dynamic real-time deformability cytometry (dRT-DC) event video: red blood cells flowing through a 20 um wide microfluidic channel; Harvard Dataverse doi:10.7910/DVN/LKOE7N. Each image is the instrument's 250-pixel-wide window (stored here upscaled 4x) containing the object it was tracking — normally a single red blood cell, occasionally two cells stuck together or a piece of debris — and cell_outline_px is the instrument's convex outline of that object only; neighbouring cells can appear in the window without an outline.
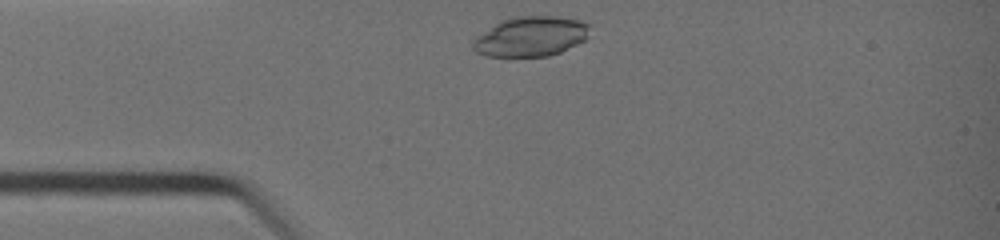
{"species": "common noctule bat (a hibernating species)", "species_latin": "Nyctalus noctula", "temperature_condition": "warm", "stored_images_in_passage": 25, "camera_frame_rate_fps": 3000, "um_per_image_px": 0.085, "animal": {"sex": "female", "body_mass_g": 19.0, "forearm_length_mm": 51.5}, "frame": {"image": 1, "passage_image": 1, "time_ms": 0.0, "image_size_px": [1000, 240], "cell_outline_px": [[588, 36], [584, 40], [560, 52], [548, 56], [484, 56], [476, 52], [472, 48], [472, 40], [476, 36], [500, 20], [516, 16], [556, 16], [580, 20], [588, 24]], "centroid_in_image_um": [45.07, 3.09], "position_along_channel_um": 39.9, "area_um2": 27.17}}
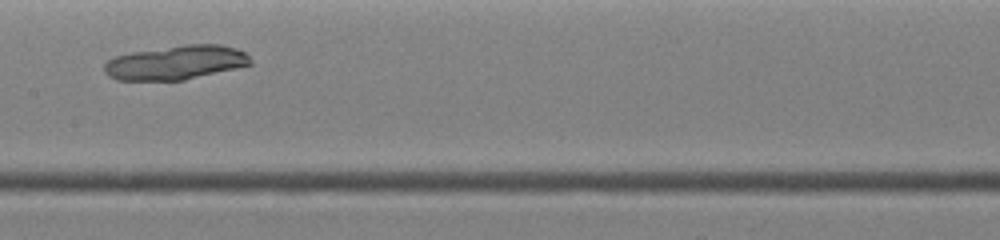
{"frame": {"image": 2, "passage_image": 12, "time_ms": 3.667, "image_size_px": [1000, 240], "cell_outline_px": [[252, 64], [236, 68], [184, 80], [116, 80], [108, 76], [104, 72], [104, 64], [112, 56], [132, 52], [184, 44], [220, 44], [236, 48], [244, 52], [252, 60]], "centroid_in_image_um": [14.92, 5.31], "position_along_channel_um": 192.5, "area_um2": 29.19}}
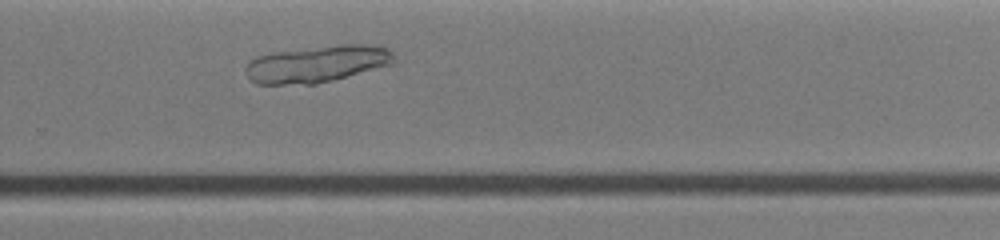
{"frame": {"image": 3, "passage_image": 19, "time_ms": 6.0, "image_size_px": [1000, 240], "cell_outline_px": [[396, 60], [392, 64], [332, 80], [316, 84], [256, 84], [244, 72], [244, 68], [256, 56], [276, 52], [340, 44], [372, 44], [388, 48], [396, 56]], "centroid_in_image_um": [26.98, 5.43], "position_along_channel_um": 302.8, "area_um2": 31.79}}